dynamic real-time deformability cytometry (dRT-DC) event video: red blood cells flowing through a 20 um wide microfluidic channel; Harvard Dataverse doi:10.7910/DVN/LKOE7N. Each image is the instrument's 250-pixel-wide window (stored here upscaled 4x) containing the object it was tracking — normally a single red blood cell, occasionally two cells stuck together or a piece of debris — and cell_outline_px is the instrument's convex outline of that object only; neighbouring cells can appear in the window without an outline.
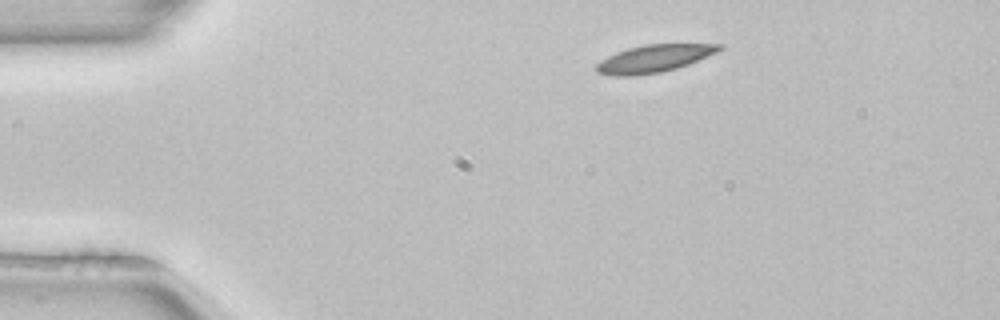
{"species": "common noctule bat (a hibernating species)", "species_latin": "Nyctalus noctula", "temperature_condition": "room temperature", "stored_images_in_passage": 3, "camera_frame_rate_fps": 3000, "um_per_image_px": 0.085, "animal": {"sex": "female", "body_mass_g": 22.7, "forearm_length_mm": 54.2}, "frame": {"image": 1, "passage_image": 1, "time_ms": 0.0, "image_size_px": [1000, 320], "cell_outline_px": [[724, 48], [716, 52], [688, 64], [676, 68], [660, 72], [636, 76], [616, 76], [596, 72], [596, 64], [600, 60], [616, 52], [628, 48], [644, 44], [724, 44]], "centroid_in_image_um": [55.57, 4.97], "position_along_channel_um": 29.4, "area_um2": 19.59}}
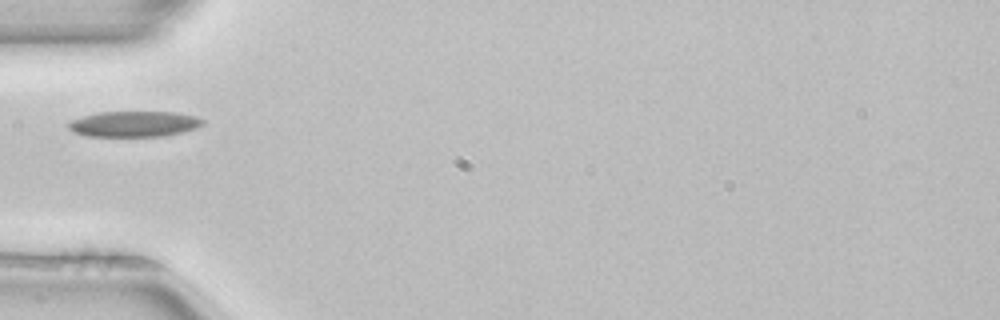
{"frame": {"image": 2, "passage_image": 3, "time_ms": 0.667, "image_size_px": [1000, 320], "cell_outline_px": [[204, 124], [196, 128], [164, 136], [84, 136], [72, 132], [68, 128], [68, 124], [72, 120], [84, 116], [100, 112], [176, 112], [196, 116], [204, 120]], "centroid_in_image_um": [11.4, 10.54], "position_along_channel_um": 73.6, "area_um2": 20.06}}